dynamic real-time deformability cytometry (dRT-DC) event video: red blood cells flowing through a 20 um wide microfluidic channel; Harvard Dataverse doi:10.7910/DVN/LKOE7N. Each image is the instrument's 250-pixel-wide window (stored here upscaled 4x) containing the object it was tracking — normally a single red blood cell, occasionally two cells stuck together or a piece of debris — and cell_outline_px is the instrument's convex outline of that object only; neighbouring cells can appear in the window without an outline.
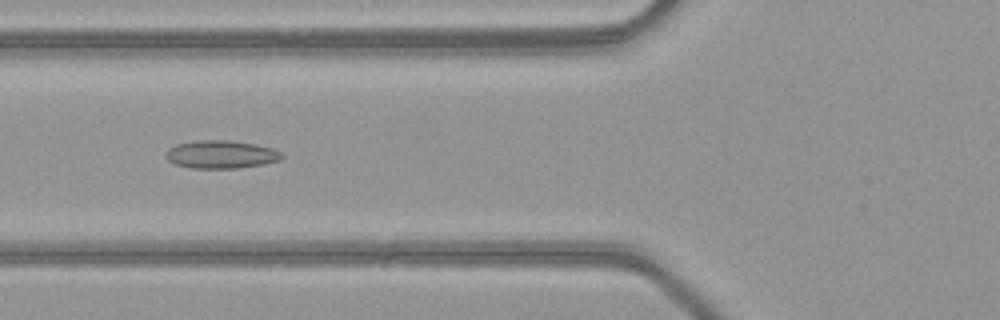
{"species": "common noctule bat (a hibernating species)", "species_latin": "Nyctalus noctula", "temperature_condition": "warm", "stored_images_in_passage": 51, "camera_frame_rate_fps": 3000, "um_per_image_px": 0.085, "animal": {"sex": "female", "body_mass_g": 21.9}, "frame": {"image": 1, "passage_image": 20, "time_ms": 6.333, "image_size_px": [1000, 320], "cell_outline_px": [[284, 156], [280, 160], [264, 164], [236, 168], [192, 168], [176, 164], [168, 160], [164, 156], [168, 148], [176, 144], [196, 140], [228, 140], [256, 144], [272, 148], [284, 152]], "centroid_in_image_um": [18.81, 13.12], "position_along_channel_um": 107.0, "area_um2": 19.07}}
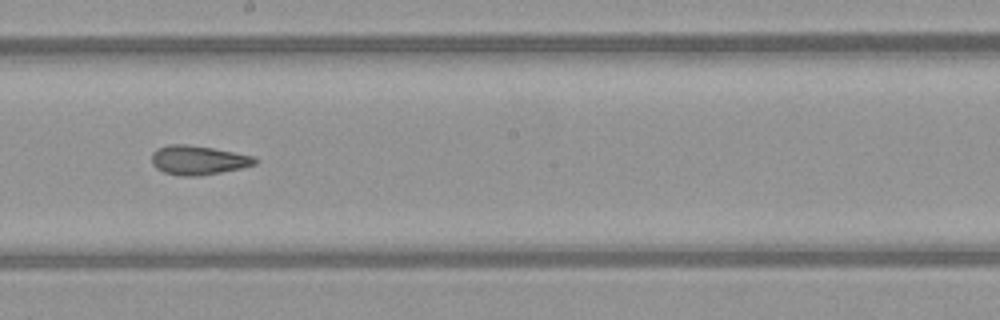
{"frame": {"image": 2, "passage_image": 29, "time_ms": 9.333, "image_size_px": [1000, 320], "cell_outline_px": [[256, 164], [240, 168], [200, 176], [180, 176], [164, 172], [156, 168], [152, 164], [152, 152], [168, 144], [184, 144], [212, 148], [256, 156]], "centroid_in_image_um": [16.84, 13.61], "position_along_channel_um": 231.4, "area_um2": 17.46}}
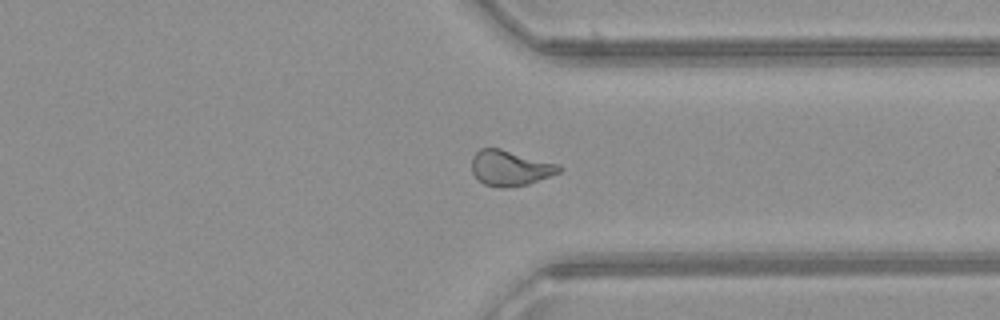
{"frame": {"image": 3, "passage_image": 39, "time_ms": 12.667, "image_size_px": [1000, 320], "cell_outline_px": [[564, 168], [560, 172], [528, 184], [504, 188], [500, 188], [484, 184], [472, 172], [472, 156], [480, 148], [500, 148], [560, 164]], "centroid_in_image_um": [43.38, 14.27], "position_along_channel_um": 368.0, "area_um2": 18.09}, "authors_computed_cell_mechanics": {"area_um2": 19.074, "velocity_mm_per_s": 4.1173, "shape_relaxation_time_tau1_ms": null, "shape_relaxation_time_tau2_ms": 2.9189, "deformation_change_tau1": null, "deformation_change_tau2": 0.1096}}